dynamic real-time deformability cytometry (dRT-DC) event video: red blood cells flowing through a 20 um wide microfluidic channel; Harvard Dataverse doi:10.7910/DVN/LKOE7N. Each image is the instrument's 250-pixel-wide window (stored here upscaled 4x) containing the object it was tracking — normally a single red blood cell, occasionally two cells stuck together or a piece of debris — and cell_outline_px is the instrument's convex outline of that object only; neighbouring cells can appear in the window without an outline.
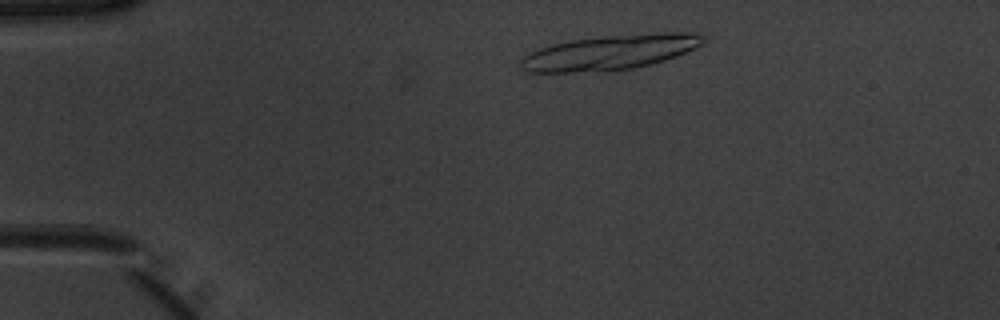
{"species": "common noctule bat (a hibernating species)", "species_latin": "Nyctalus noctula", "temperature_condition": "warm", "stored_images_in_passage": 14, "camera_frame_rate_fps": 3000, "um_per_image_px": 0.085, "animal": {"sex": "male", "body_mass_g": 20.1, "forearm_length_mm": 53.5}, "frame": {"image": 1, "passage_image": 5, "time_ms": 1.333, "image_size_px": [1000, 320], "cell_outline_px": [[704, 40], [696, 48], [676, 56], [664, 60], [632, 68], [604, 72], [528, 72], [520, 68], [520, 60], [528, 52], [552, 44], [572, 40], [604, 36], [660, 32], [692, 32], [704, 36]], "centroid_in_image_um": [51.83, 4.45], "position_along_channel_um": 33.2, "area_um2": 37.11}}